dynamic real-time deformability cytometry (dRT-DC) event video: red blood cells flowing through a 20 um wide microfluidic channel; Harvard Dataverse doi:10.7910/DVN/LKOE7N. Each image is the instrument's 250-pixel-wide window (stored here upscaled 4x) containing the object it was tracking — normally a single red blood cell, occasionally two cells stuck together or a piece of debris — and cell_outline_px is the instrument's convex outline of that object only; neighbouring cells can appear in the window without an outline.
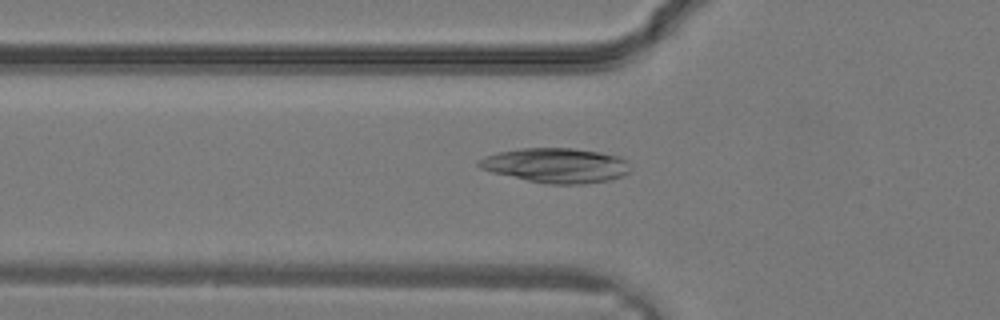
{"species": "common noctule bat (a hibernating species)", "species_latin": "Nyctalus noctula", "temperature_condition": "warm", "stored_images_in_passage": 3, "camera_frame_rate_fps": 3000, "um_per_image_px": 0.085, "animal": {"sex": "male", "body_mass_g": 19.2, "forearm_length_mm": 51.8}, "frame": {"image": 1, "passage_image": 2, "time_ms": 0.333, "image_size_px": [1000, 320], "cell_outline_px": [[632, 168], [628, 172], [612, 180], [584, 184], [548, 184], [528, 180], [492, 172], [480, 168], [476, 164], [476, 160], [484, 156], [500, 152], [520, 148], [572, 148], [600, 152], [616, 156], [624, 160]], "centroid_in_image_um": [47.24, 14.06], "position_along_channel_um": 78.6, "area_um2": 30.58}}